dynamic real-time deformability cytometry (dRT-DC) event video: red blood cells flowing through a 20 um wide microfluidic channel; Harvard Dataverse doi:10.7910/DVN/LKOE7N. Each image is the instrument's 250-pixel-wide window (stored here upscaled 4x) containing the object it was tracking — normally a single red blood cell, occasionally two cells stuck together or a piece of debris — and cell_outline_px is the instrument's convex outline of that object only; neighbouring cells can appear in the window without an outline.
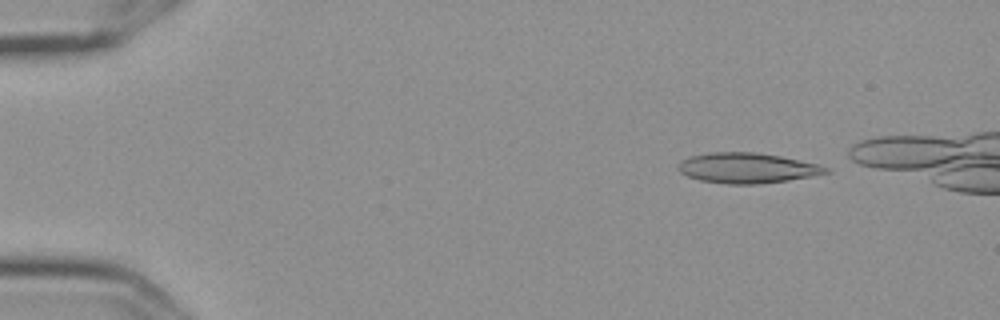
{"species": "Egyptian fruit bat (a non-hibernating species)", "species_latin": "Rousettus aegyptiacus", "temperature_condition": "cold", "stored_images_in_passage": 5, "camera_frame_rate_fps": 3000, "um_per_image_px": 0.085, "frame": {"image": 1, "passage_image": 1, "time_ms": 0.0, "image_size_px": [1000, 320], "cell_outline_px": [[832, 172], [812, 176], [788, 180], [756, 184], [728, 184], [700, 180], [688, 176], [680, 172], [676, 168], [680, 160], [688, 156], [712, 152], [756, 152], [780, 156], [820, 164], [832, 168]], "centroid_in_image_um": [63.52, 14.27], "position_along_channel_um": 21.5, "area_um2": 26.3}}